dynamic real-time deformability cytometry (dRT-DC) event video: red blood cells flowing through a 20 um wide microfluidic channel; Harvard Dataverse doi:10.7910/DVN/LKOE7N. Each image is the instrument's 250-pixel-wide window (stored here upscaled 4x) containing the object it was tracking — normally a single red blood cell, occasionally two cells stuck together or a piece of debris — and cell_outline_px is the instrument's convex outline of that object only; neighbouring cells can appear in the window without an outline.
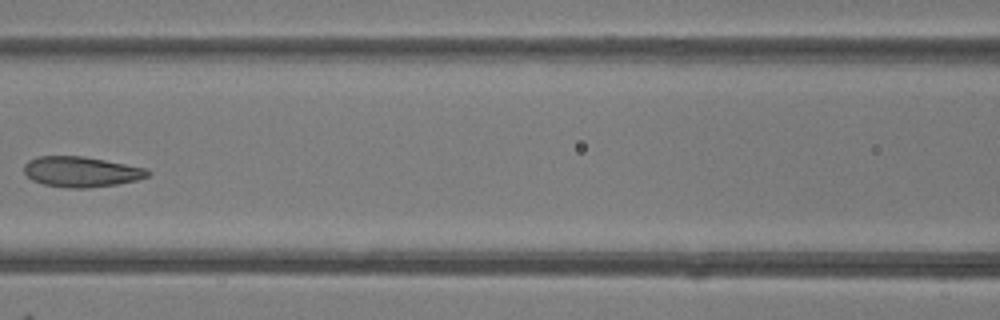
{"species": "common noctule bat (a hibernating species)", "species_latin": "Nyctalus noctula", "temperature_condition": "room temperature", "stored_images_in_passage": 7, "camera_frame_rate_fps": 3000, "um_per_image_px": 0.085, "animal": {"sex": "female"}, "frame": {"image": 1, "passage_image": 7, "time_ms": 7.0, "image_size_px": [1000, 320], "cell_outline_px": [[152, 172], [148, 176], [136, 180], [116, 184], [88, 188], [68, 188], [44, 184], [32, 180], [24, 172], [24, 164], [28, 160], [40, 156], [84, 156], [148, 168]], "centroid_in_image_um": [6.92, 14.59], "position_along_channel_um": 159.7, "area_um2": 21.96}}